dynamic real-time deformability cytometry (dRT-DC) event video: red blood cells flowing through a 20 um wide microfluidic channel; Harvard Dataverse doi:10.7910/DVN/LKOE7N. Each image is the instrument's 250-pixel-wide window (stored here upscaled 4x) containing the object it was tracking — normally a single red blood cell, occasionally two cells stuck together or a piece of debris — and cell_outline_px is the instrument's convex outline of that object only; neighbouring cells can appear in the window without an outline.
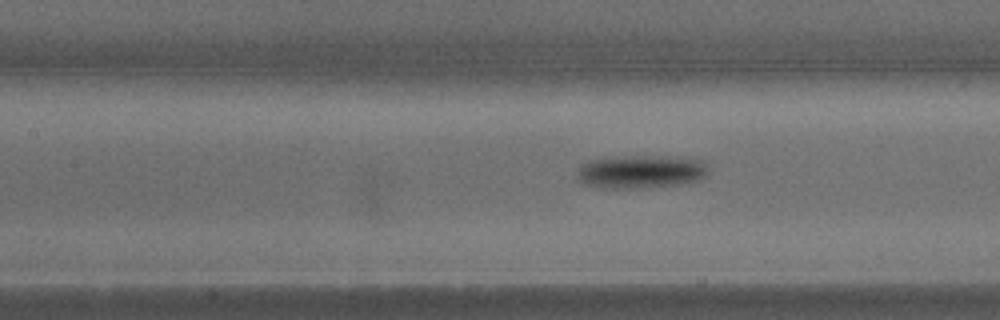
{"species": "common noctule bat (a hibernating species)", "species_latin": "Nyctalus noctula", "temperature_condition": "warm", "stored_images_in_passage": 23, "camera_frame_rate_fps": 3000, "um_per_image_px": 0.085, "animal": {"sex": "male", "body_mass_g": 15.6}, "frame": {"image": 1, "passage_image": 23, "time_ms": 7.333, "image_size_px": [1000, 320], "cell_outline_px": [[708, 172], [700, 180], [680, 184], [648, 188], [600, 188], [580, 184], [580, 168], [584, 164], [592, 160], [632, 156], [684, 156], [704, 160], [708, 164]], "centroid_in_image_um": [54.59, 14.6], "position_along_channel_um": 152.8, "area_um2": 25.61}}